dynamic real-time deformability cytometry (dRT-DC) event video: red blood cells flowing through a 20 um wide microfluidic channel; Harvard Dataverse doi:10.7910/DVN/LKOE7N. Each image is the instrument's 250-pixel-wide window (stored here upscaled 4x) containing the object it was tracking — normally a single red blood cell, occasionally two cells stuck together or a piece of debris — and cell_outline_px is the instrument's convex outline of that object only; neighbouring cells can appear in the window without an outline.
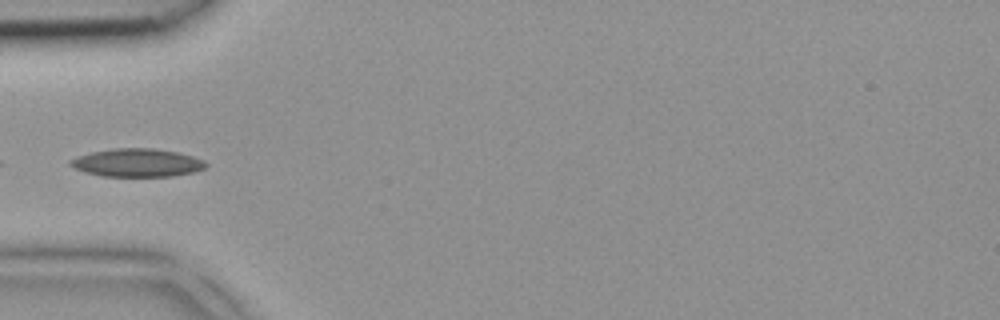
{"species": "common noctule bat (a hibernating species)", "species_latin": "Nyctalus noctula", "temperature_condition": "room temperature", "stored_images_in_passage": 4, "camera_frame_rate_fps": 3000, "um_per_image_px": 0.085, "animal": {"sex": "female", "body_mass_g": 18.4}, "frame": {"image": 1, "passage_image": 4, "time_ms": 1.0, "image_size_px": [1000, 320], "cell_outline_px": [[208, 164], [204, 168], [196, 172], [172, 176], [104, 176], [84, 172], [68, 164], [68, 160], [76, 156], [92, 152], [112, 148], [152, 148], [176, 152], [192, 156], [204, 160]], "centroid_in_image_um": [11.65, 13.83], "position_along_channel_um": 73.4, "area_um2": 22.25}}